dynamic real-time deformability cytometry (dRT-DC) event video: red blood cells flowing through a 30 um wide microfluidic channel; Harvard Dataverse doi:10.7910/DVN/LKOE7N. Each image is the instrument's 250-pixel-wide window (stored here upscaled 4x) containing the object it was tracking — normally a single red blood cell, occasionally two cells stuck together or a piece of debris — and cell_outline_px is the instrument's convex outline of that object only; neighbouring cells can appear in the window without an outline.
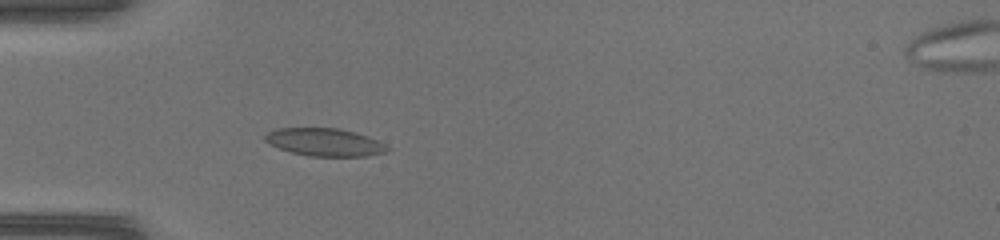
{"species": "common noctule bat (a hibernating species)", "species_latin": "Nyctalus noctula", "temperature_condition": "warm", "stored_images_in_passage": 39, "camera_frame_rate_fps": 3000, "um_per_image_px": 0.085, "animal": {"sex": "female", "body_mass_g": 17.0, "forearm_length_mm": 48.0}, "frame": {"image": 1, "passage_image": 8, "time_ms": 2.333, "image_size_px": [1000, 240], "cell_outline_px": [[392, 148], [388, 152], [364, 156], [308, 156], [292, 152], [280, 148], [264, 140], [264, 136], [268, 132], [276, 128], [340, 128], [356, 132], [368, 136]], "centroid_in_image_um": [27.64, 12.08], "position_along_channel_um": 57.4, "area_um2": 19.77}}
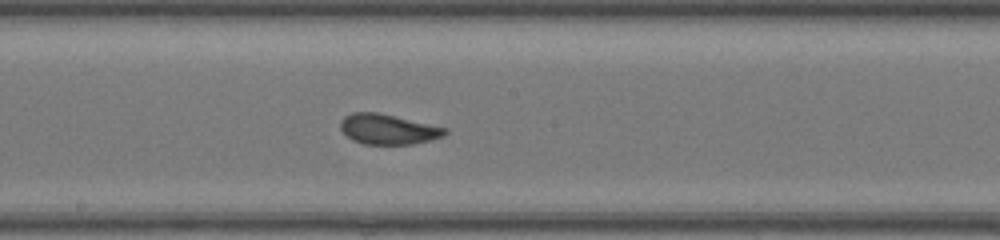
{"frame": {"image": 2, "passage_image": 19, "time_ms": 6.0, "image_size_px": [1000, 240], "cell_outline_px": [[448, 132], [444, 136], [432, 140], [412, 144], [364, 144], [352, 140], [340, 128], [340, 120], [344, 116], [352, 112], [376, 112], [448, 128]], "centroid_in_image_um": [32.99, 10.98], "position_along_channel_um": 215.2, "area_um2": 18.38}}
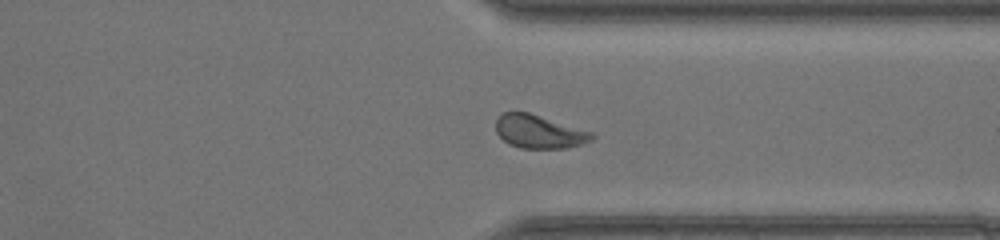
{"frame": {"image": 3, "passage_image": 29, "time_ms": 9.333, "image_size_px": [1000, 240], "cell_outline_px": [[596, 136], [592, 140], [584, 144], [564, 148], [520, 148], [508, 144], [496, 132], [496, 120], [504, 112], [528, 112], [596, 132]], "centroid_in_image_um": [45.89, 11.19], "position_along_channel_um": 365.5, "area_um2": 18.9}}